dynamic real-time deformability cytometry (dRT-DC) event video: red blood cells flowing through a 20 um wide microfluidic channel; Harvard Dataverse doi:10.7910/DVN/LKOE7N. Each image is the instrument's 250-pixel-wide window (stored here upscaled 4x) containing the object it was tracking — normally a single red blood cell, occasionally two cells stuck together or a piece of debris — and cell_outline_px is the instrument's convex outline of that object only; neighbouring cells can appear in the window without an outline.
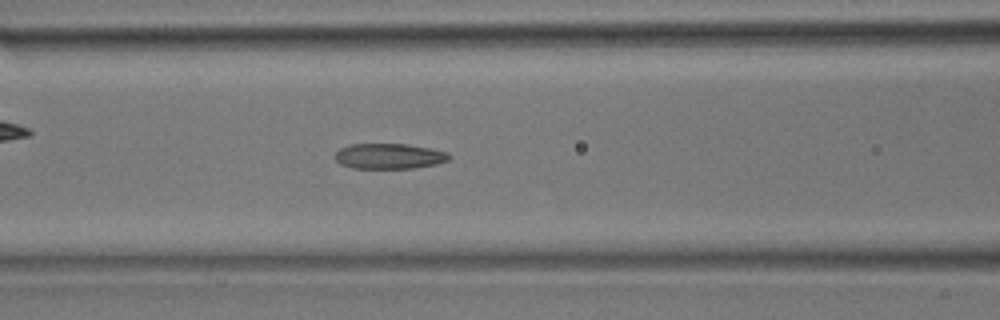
{"species": "common noctule bat (a hibernating species)", "species_latin": "Nyctalus noctula", "temperature_condition": "room temperature", "stored_images_in_passage": 44, "camera_frame_rate_fps": 3000, "um_per_image_px": 0.085, "animal": {"sex": "male", "body_mass_g": 17.9}, "frame": {"image": 1, "passage_image": 17, "time_ms": 5.333, "image_size_px": [1000, 320], "cell_outline_px": [[452, 156], [448, 160], [436, 164], [412, 168], [352, 168], [340, 164], [336, 160], [336, 152], [340, 148], [348, 144], [408, 144], [432, 148], [448, 152]], "centroid_in_image_um": [33.1, 13.26], "position_along_channel_um": 133.5, "area_um2": 16.99}}
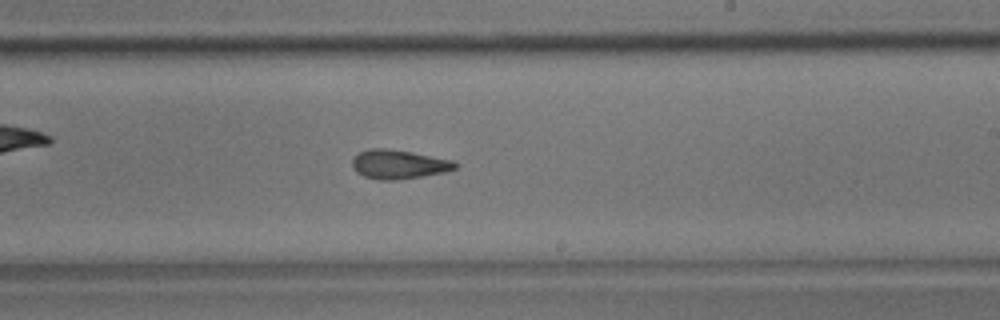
{"frame": {"image": 2, "passage_image": 25, "time_ms": 8.0, "image_size_px": [1000, 320], "cell_outline_px": [[460, 164], [456, 168], [444, 172], [420, 176], [392, 180], [380, 180], [364, 176], [356, 172], [352, 168], [352, 160], [360, 152], [368, 148], [384, 148], [412, 152], [452, 160]], "centroid_in_image_um": [33.88, 13.96], "position_along_channel_um": 255.1, "area_um2": 17.28}}
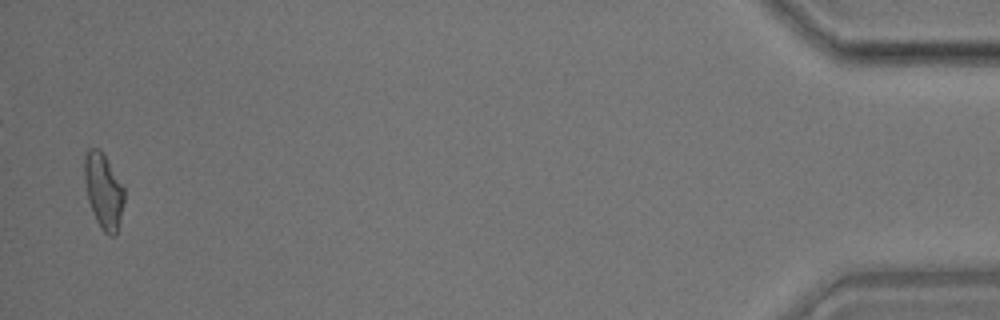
{"frame": {"image": 3, "passage_image": 42, "time_ms": 13.667, "image_size_px": [1000, 320], "cell_outline_px": [[124, 200], [116, 236], [108, 236], [100, 228], [92, 212], [88, 200], [84, 180], [84, 156], [88, 148], [100, 148], [124, 188]], "centroid_in_image_um": [8.78, 16.24], "position_along_channel_um": 426.4, "area_um2": 17.46}}